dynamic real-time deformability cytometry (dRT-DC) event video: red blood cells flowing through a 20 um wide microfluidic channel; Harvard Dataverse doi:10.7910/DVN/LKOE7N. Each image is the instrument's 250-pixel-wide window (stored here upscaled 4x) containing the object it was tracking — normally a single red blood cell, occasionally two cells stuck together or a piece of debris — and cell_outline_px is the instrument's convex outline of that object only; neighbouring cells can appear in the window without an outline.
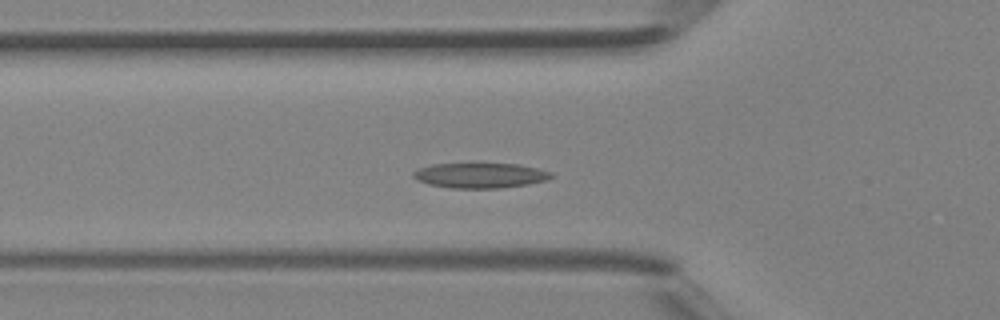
{"species": "Egyptian fruit bat (a non-hibernating species)", "species_latin": "Rousettus aegyptiacus", "temperature_condition": "room temperature", "stored_images_in_passage": 42, "segment_of_instrument_passage": [1, 2], "camera_frame_rate_fps": 3000, "um_per_image_px": 0.085, "animal": {"sex": "female"}, "frame": {"image": 1, "passage_image": 13, "time_ms": 4.0, "image_size_px": [1000, 320], "cell_outline_px": [[552, 176], [548, 180], [528, 184], [500, 188], [452, 188], [428, 184], [416, 180], [412, 176], [412, 172], [420, 168], [432, 164], [516, 164], [536, 168], [552, 172]], "centroid_in_image_um": [40.8, 14.92], "position_along_channel_um": 85.0, "area_um2": 20.06}}
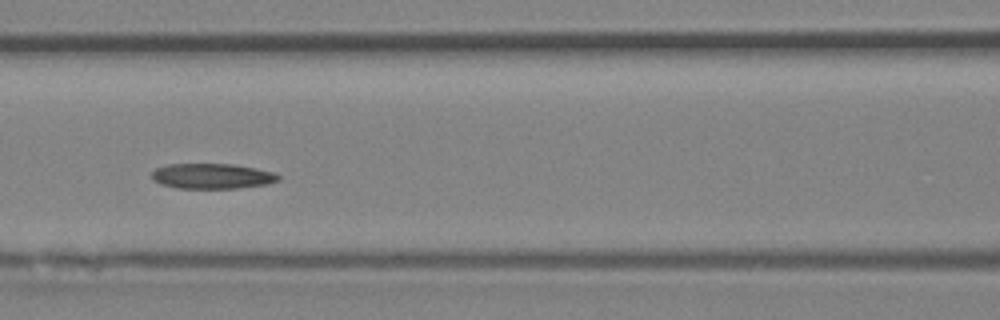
{"frame": {"image": 2, "passage_image": 17, "time_ms": 5.333, "image_size_px": [1000, 320], "cell_outline_px": [[280, 180], [268, 184], [236, 188], [176, 188], [160, 184], [152, 180], [152, 172], [156, 168], [168, 164], [232, 164], [256, 168], [276, 172], [280, 176]], "centroid_in_image_um": [18.04, 14.97], "position_along_channel_um": 148.6, "area_um2": 18.79}}
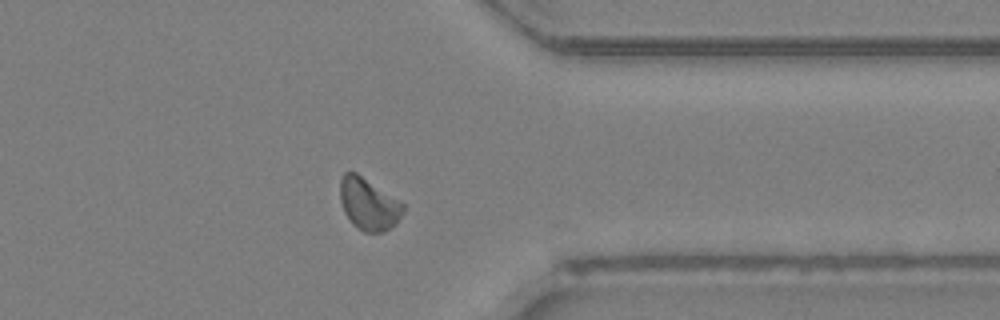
{"frame": {"image": 3, "passage_image": 32, "time_ms": 10.333, "image_size_px": [1000, 320], "cell_outline_px": [[404, 208], [400, 216], [384, 232], [364, 232], [352, 224], [344, 212], [340, 200], [340, 180], [344, 172], [356, 172], [404, 204]], "centroid_in_image_um": [31.28, 17.33], "position_along_channel_um": 380.1, "area_um2": 18.67}}